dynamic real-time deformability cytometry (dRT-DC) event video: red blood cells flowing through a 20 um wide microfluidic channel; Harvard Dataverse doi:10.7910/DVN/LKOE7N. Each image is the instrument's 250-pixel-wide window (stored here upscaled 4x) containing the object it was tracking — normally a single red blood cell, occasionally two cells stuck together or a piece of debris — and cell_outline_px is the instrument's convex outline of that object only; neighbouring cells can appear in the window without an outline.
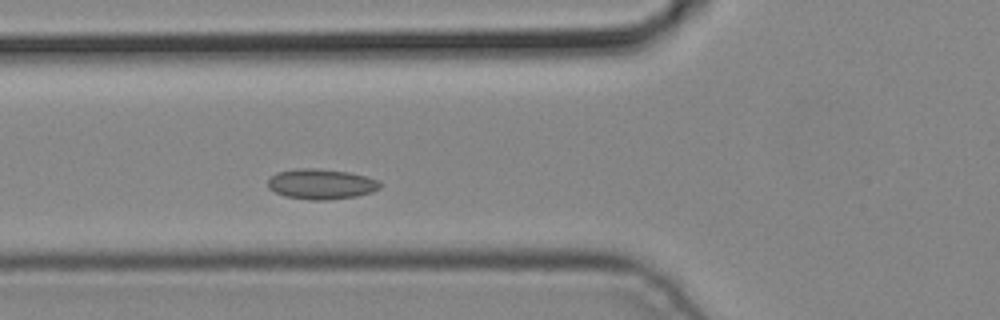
{"species": "common noctule bat (a hibernating species)", "species_latin": "Nyctalus noctula", "temperature_condition": "cold", "stored_images_in_passage": 3, "camera_frame_rate_fps": 3000, "um_per_image_px": 0.085, "animal": {"sex": "male", "body_mass_g": 19.2, "forearm_length_mm": 51.8}, "frame": {"image": 1, "passage_image": 3, "time_ms": 0.667, "image_size_px": [1000, 320], "cell_outline_px": [[380, 188], [372, 192], [356, 196], [324, 200], [312, 200], [284, 196], [268, 188], [268, 180], [276, 172], [296, 168], [320, 168], [348, 172], [364, 176], [376, 180], [380, 184]], "centroid_in_image_um": [27.26, 15.64], "position_along_channel_um": 98.5, "area_um2": 19.71}}